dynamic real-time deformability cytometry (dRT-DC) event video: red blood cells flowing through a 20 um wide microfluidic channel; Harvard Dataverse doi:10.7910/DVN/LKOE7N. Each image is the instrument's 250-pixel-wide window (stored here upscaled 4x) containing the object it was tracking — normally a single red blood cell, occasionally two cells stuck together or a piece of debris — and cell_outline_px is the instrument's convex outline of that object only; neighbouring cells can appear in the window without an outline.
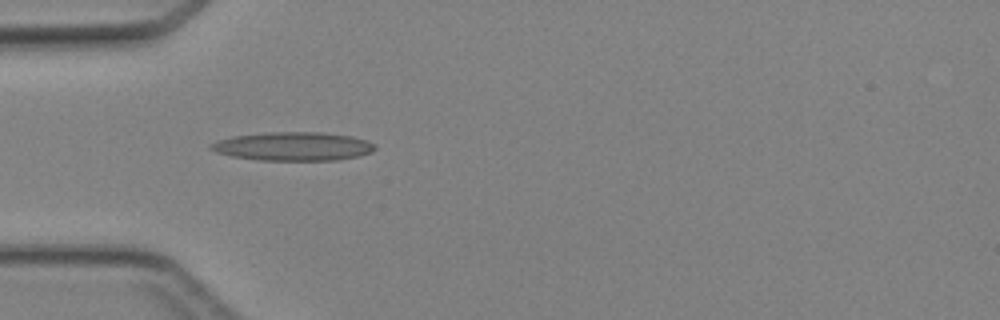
{"species": "Egyptian fruit bat (a non-hibernating species)", "species_latin": "Rousettus aegyptiacus", "temperature_condition": "cold", "stored_images_in_passage": 2, "camera_frame_rate_fps": 3000, "um_per_image_px": 0.085, "animal": {"sex": "female"}, "frame": {"image": 1, "passage_image": 1, "time_ms": 0.0, "image_size_px": [1000, 320], "cell_outline_px": [[376, 148], [372, 152], [360, 156], [336, 160], [256, 160], [232, 156], [216, 152], [208, 148], [208, 144], [216, 140], [232, 136], [268, 132], [320, 132], [352, 136], [376, 144]], "centroid_in_image_um": [24.89, 12.44], "position_along_channel_um": 60.1, "area_um2": 27.57}}
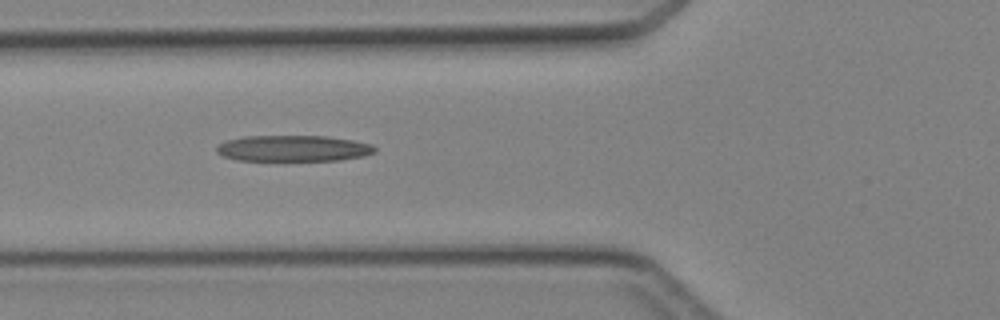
{"frame": {"image": 2, "passage_image": 2, "time_ms": 1.0, "image_size_px": [1000, 320], "cell_outline_px": [[376, 152], [364, 156], [340, 160], [236, 160], [224, 156], [216, 152], [216, 148], [220, 144], [228, 140], [244, 136], [324, 136], [352, 140], [372, 144], [376, 148]], "centroid_in_image_um": [24.95, 12.61], "position_along_channel_um": 100.8, "area_um2": 23.93}}